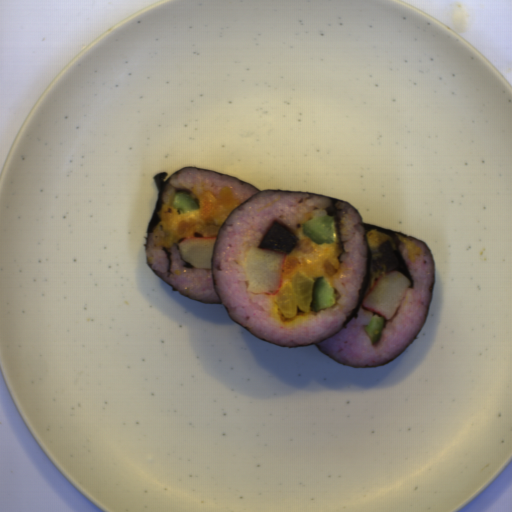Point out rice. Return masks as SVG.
I'll return each mask as SVG.
<instances>
[{"instance_id": "obj_1", "label": "rice", "mask_w": 512, "mask_h": 512, "mask_svg": "<svg viewBox=\"0 0 512 512\" xmlns=\"http://www.w3.org/2000/svg\"><path fill=\"white\" fill-rule=\"evenodd\" d=\"M329 200L316 195L282 191L260 192L229 215L222 225L213 255L212 277L232 320L257 338L281 346L322 341L341 329L352 313L366 272L363 225L351 208L341 220L344 253L338 270L325 277L335 290L336 304L287 318L275 295L252 294L245 273V255L259 247L265 230L279 221L296 234L314 216H329ZM304 232V231H303Z\"/></svg>"}, {"instance_id": "obj_2", "label": "rice", "mask_w": 512, "mask_h": 512, "mask_svg": "<svg viewBox=\"0 0 512 512\" xmlns=\"http://www.w3.org/2000/svg\"><path fill=\"white\" fill-rule=\"evenodd\" d=\"M411 241L420 251V254L413 255L414 262L403 242L398 249L413 276V285L407 287L394 316L390 320L384 317L380 340L373 344L366 330L373 315L378 313L362 305L357 316L339 332L317 344L327 356L354 368H372L386 364L400 355L414 339L428 308L434 268L425 244Z\"/></svg>"}, {"instance_id": "obj_3", "label": "rice", "mask_w": 512, "mask_h": 512, "mask_svg": "<svg viewBox=\"0 0 512 512\" xmlns=\"http://www.w3.org/2000/svg\"><path fill=\"white\" fill-rule=\"evenodd\" d=\"M162 217L152 233L148 234L146 252L151 266L156 272L180 293L203 302L219 301L212 283L211 268L193 267L182 258L179 249L182 237L174 245L156 246L154 236Z\"/></svg>"}, {"instance_id": "obj_4", "label": "rice", "mask_w": 512, "mask_h": 512, "mask_svg": "<svg viewBox=\"0 0 512 512\" xmlns=\"http://www.w3.org/2000/svg\"><path fill=\"white\" fill-rule=\"evenodd\" d=\"M224 188H231L240 200L234 209L247 198L258 193L246 183L218 172L187 168L170 177V183L162 196L163 206L173 207L172 203L178 189H189L198 200L203 192H212L217 195Z\"/></svg>"}, {"instance_id": "obj_5", "label": "rice", "mask_w": 512, "mask_h": 512, "mask_svg": "<svg viewBox=\"0 0 512 512\" xmlns=\"http://www.w3.org/2000/svg\"><path fill=\"white\" fill-rule=\"evenodd\" d=\"M378 279L379 278H375L374 276H372V273H371L370 284H369V286L366 288V290L364 292V295H363L364 298L369 293V291L372 289V287L374 286V284L377 282Z\"/></svg>"}, {"instance_id": "obj_6", "label": "rice", "mask_w": 512, "mask_h": 512, "mask_svg": "<svg viewBox=\"0 0 512 512\" xmlns=\"http://www.w3.org/2000/svg\"><path fill=\"white\" fill-rule=\"evenodd\" d=\"M373 255L376 254V253H380V247L379 248H376V249H371Z\"/></svg>"}, {"instance_id": "obj_7", "label": "rice", "mask_w": 512, "mask_h": 512, "mask_svg": "<svg viewBox=\"0 0 512 512\" xmlns=\"http://www.w3.org/2000/svg\"><path fill=\"white\" fill-rule=\"evenodd\" d=\"M386 237H387V239H386V241H385V242H394V241H393V239H392L390 236H387V235H386ZM394 243H395V242H394Z\"/></svg>"}]
</instances>
